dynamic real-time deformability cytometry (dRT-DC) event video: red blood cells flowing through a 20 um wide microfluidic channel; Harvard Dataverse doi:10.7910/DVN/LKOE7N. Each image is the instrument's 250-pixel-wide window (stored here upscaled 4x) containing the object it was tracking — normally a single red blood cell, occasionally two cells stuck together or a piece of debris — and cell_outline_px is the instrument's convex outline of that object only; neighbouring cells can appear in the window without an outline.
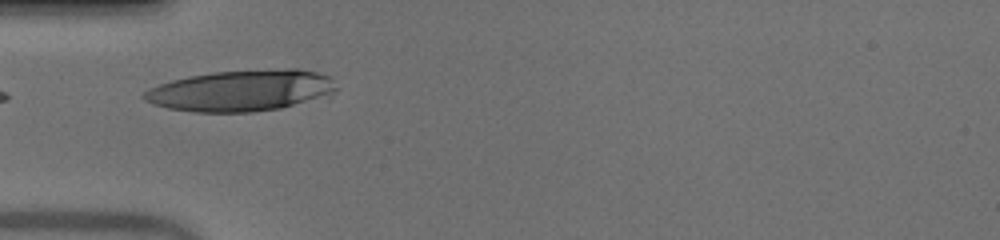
{"species": "human", "species_latin": "Homo sapiens", "temperature_condition": "warm", "stored_images_in_passage": 27, "camera_frame_rate_fps": 3000, "um_per_image_px": 0.085, "donor": {"sex": "male"}, "frame": {"image": 1, "passage_image": 1, "time_ms": 0.0, "image_size_px": [1000, 240], "cell_outline_px": [[340, 88], [332, 92], [280, 108], [252, 112], [192, 112], [168, 108], [152, 104], [144, 100], [140, 96], [148, 88], [172, 80], [188, 76], [212, 72], [288, 68], [300, 68], [332, 76]], "centroid_in_image_um": [20.46, 7.68], "position_along_channel_um": 64.5, "area_um2": 46.18}}
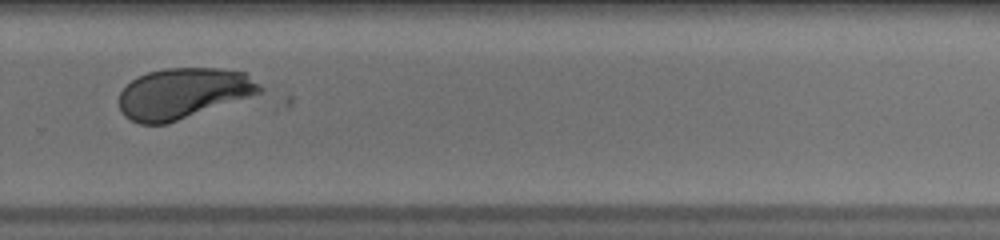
{"frame": {"image": 2, "passage_image": 20, "time_ms": 6.333, "image_size_px": [1000, 240], "cell_outline_px": [[264, 92], [168, 124], [140, 124], [124, 116], [120, 112], [120, 92], [136, 76], [148, 72], [164, 68], [220, 68], [244, 72], [264, 88]], "centroid_in_image_um": [15.58, 7.94], "position_along_channel_um": 314.2, "area_um2": 41.73}}
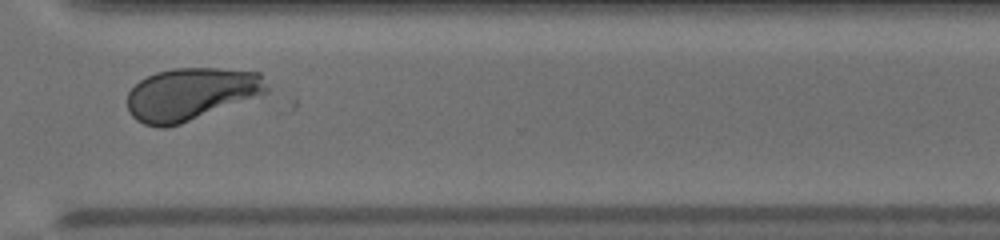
{"frame": {"image": 3, "passage_image": 23, "time_ms": 7.333, "image_size_px": [1000, 240], "cell_outline_px": [[268, 92], [180, 124], [164, 128], [156, 128], [144, 124], [136, 120], [128, 112], [128, 92], [140, 80], [156, 72], [172, 68], [220, 68], [260, 72], [268, 88]], "centroid_in_image_um": [16.2, 7.99], "position_along_channel_um": 354.4, "area_um2": 42.54}, "authors_computed_cell_mechanics": {"area_um2": 42.1362, "velocity_mm_per_s": 3.9639, "shape_relaxation_time_tau1_ms": 3.55, "shape_relaxation_time_tau2_ms": null, "deformation_change_tau1": 0.2093, "deformation_change_tau2": null}}